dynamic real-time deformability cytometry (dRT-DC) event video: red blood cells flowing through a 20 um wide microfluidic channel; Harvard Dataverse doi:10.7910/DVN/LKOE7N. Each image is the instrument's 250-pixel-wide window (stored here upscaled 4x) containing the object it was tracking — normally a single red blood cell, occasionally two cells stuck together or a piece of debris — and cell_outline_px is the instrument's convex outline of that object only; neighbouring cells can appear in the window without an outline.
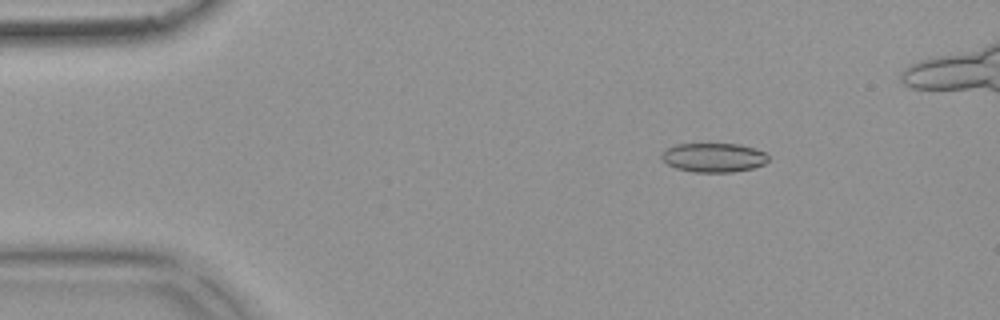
{"species": "common noctule bat (a hibernating species)", "species_latin": "Nyctalus noctula", "temperature_condition": "warm", "stored_images_in_passage": 49, "camera_frame_rate_fps": 3000, "um_per_image_px": 0.085, "animal": {"sex": "female", "body_mass_g": 18.4}, "frame": {"image": 1, "passage_image": 8, "time_ms": 2.333, "image_size_px": [1000, 320], "cell_outline_px": [[768, 160], [764, 164], [752, 168], [732, 172], [692, 172], [676, 168], [668, 164], [660, 156], [664, 148], [676, 144], [740, 144], [756, 148], [764, 152], [768, 156]], "centroid_in_image_um": [60.64, 13.38], "position_along_channel_um": 24.4, "area_um2": 18.21}}
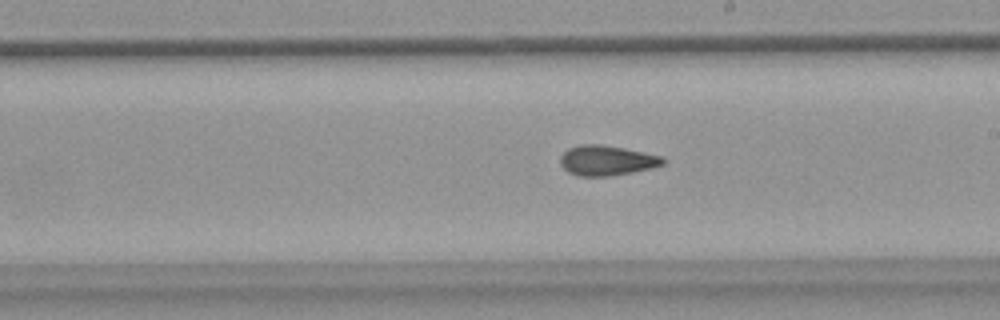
{"frame": {"image": 2, "passage_image": 30, "time_ms": 9.667, "image_size_px": [1000, 320], "cell_outline_px": [[668, 160], [664, 164], [652, 168], [632, 172], [608, 176], [580, 176], [568, 172], [560, 164], [560, 156], [568, 148], [580, 144], [600, 144], [624, 148], [660, 156]], "centroid_in_image_um": [51.56, 13.63], "position_along_channel_um": 237.4, "area_um2": 17.98}}
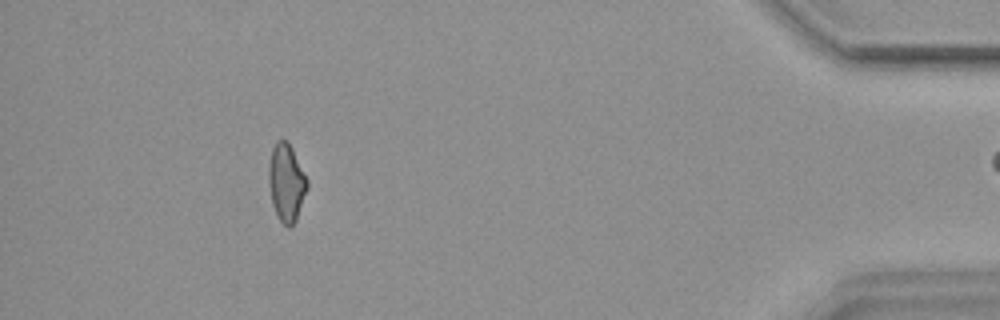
{"frame": {"image": 3, "passage_image": 48, "time_ms": 15.667, "image_size_px": [1000, 320], "cell_outline_px": [[308, 188], [296, 220], [288, 228], [280, 220], [272, 204], [268, 184], [268, 164], [272, 148], [276, 140], [288, 140], [308, 180]], "centroid_in_image_um": [24.33, 15.49], "position_along_channel_um": 410.9, "area_um2": 17.51}}